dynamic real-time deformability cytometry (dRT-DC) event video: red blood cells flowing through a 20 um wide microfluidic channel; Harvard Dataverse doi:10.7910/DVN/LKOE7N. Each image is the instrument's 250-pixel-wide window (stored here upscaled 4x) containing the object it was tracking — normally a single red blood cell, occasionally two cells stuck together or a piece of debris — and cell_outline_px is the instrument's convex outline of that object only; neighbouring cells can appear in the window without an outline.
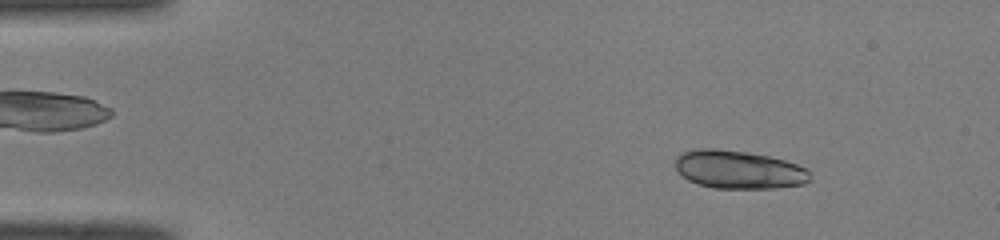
{"species": "common noctule bat (a hibernating species)", "species_latin": "Nyctalus noctula", "temperature_condition": "room temperature", "stored_images_in_passage": 49, "camera_frame_rate_fps": 3000, "um_per_image_px": 0.085, "animal": {"sex": "male", "body_mass_g": 19.0, "forearm_length_mm": 50.8}, "frame": {"image": 1, "passage_image": 6, "time_ms": 1.667, "image_size_px": [1000, 240], "cell_outline_px": [[812, 180], [804, 184], [776, 188], [712, 188], [688, 180], [676, 168], [676, 156], [680, 152], [696, 148], [716, 148], [748, 152], [768, 156], [784, 160], [808, 168], [812, 172]], "centroid_in_image_um": [62.83, 14.41], "position_along_channel_um": 22.2, "area_um2": 30.35}, "authors_computed_cell_mechanics": {"area_um2": 29.0156, "velocity_mm_per_s": 4.0819, "shape_relaxation_time_tau1_ms": 5.5848, "shape_relaxation_time_tau2_ms": 1.0279, "deformation_change_tau1": 0.1863, "deformation_change_tau2": 0.0413}}